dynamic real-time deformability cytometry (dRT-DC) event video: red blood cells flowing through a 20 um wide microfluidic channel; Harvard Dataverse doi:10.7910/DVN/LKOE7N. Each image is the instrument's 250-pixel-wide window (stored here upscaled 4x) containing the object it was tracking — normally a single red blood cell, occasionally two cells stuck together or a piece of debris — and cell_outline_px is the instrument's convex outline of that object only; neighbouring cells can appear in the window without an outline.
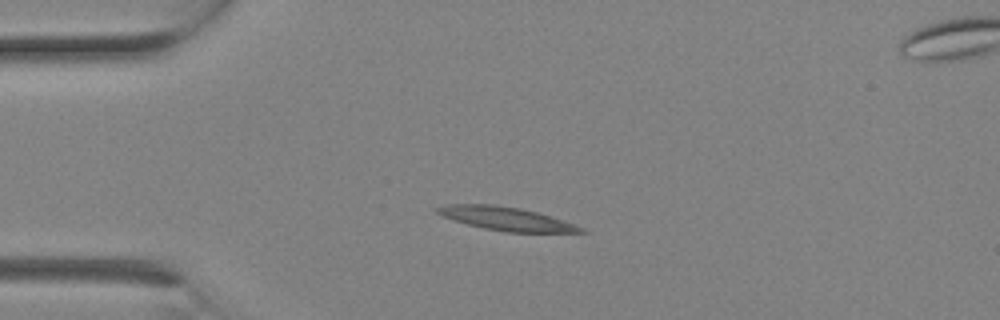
{"species": "Egyptian fruit bat (a non-hibernating species)", "species_latin": "Rousettus aegyptiacus", "temperature_condition": "room temperature", "stored_images_in_passage": 2, "segment_of_instrument_passage": [1, 2], "camera_frame_rate_fps": 3000, "um_per_image_px": 0.085, "animal": {"sex": "female"}, "frame": {"image": 1, "passage_image": 1, "time_ms": 0.0, "image_size_px": [1000, 320], "cell_outline_px": [[588, 232], [504, 232], [484, 228], [452, 220], [436, 212], [432, 208], [444, 204], [496, 204], [520, 208], [536, 212], [584, 228]], "centroid_in_image_um": [42.92, 18.57], "position_along_channel_um": 42.1, "area_um2": 19.42}}